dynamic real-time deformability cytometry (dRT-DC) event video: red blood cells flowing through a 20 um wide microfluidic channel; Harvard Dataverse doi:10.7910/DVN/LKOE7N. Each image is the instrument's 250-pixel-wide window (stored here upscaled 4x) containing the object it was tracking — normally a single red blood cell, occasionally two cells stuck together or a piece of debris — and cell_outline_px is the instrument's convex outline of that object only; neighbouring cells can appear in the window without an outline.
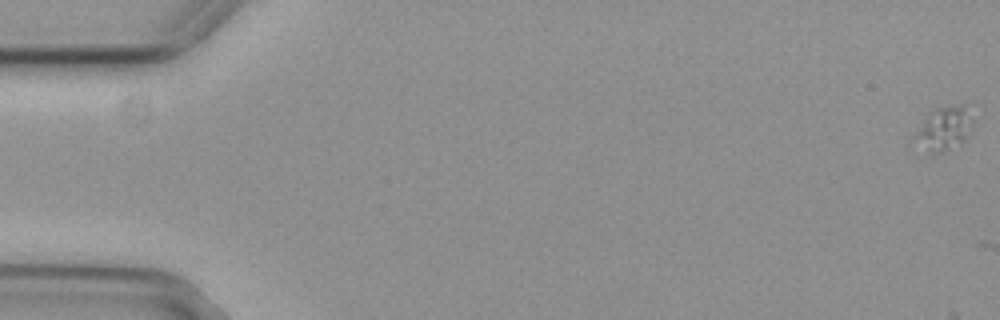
{"species": "common noctule bat (a hibernating species)", "species_latin": "Nyctalus noctula", "temperature_condition": "cold", "stored_images_in_passage": 52, "camera_frame_rate_fps": 3000, "um_per_image_px": 0.085, "animal": {"sex": "female", "body_mass_g": 29.2, "forearm_length_mm": 56.3}, "frame": {"image": 1, "passage_image": 1, "time_ms": 0.0, "image_size_px": [1000, 320], "cell_outline_px": [[972, 128], [964, 140], [944, 152], [928, 152], [912, 136], [928, 112], [936, 108], [960, 104], [964, 104], [972, 116]], "centroid_in_image_um": [80.24, 10.89], "position_along_channel_um": 4.8, "area_um2": 14.62}}
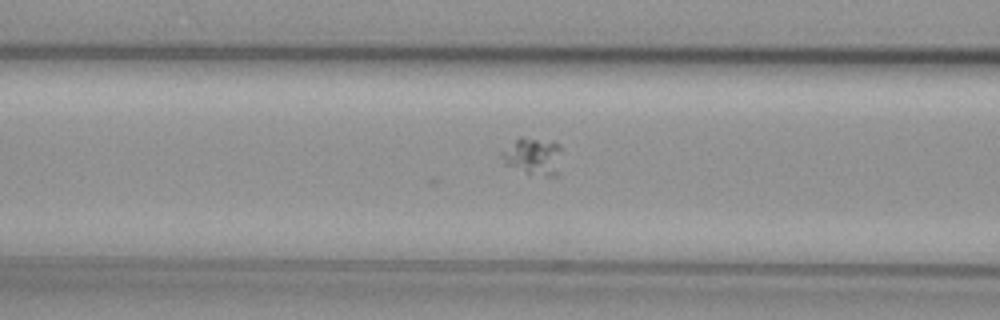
{"frame": {"image": 2, "passage_image": 25, "time_ms": 8.0, "image_size_px": [1000, 320], "cell_outline_px": [[560, 148], [556, 176], [548, 176], [528, 172], [500, 164], [500, 152], [520, 136], [552, 140], [560, 144]], "centroid_in_image_um": [45.24, 13.24], "position_along_channel_um": 121.4, "area_um2": 13.06}}
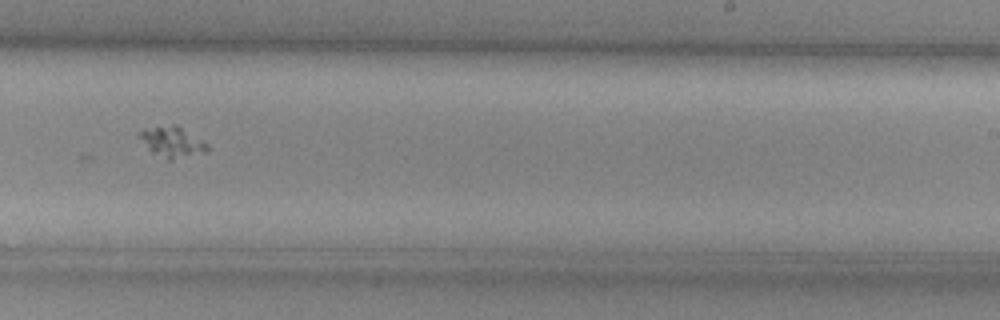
{"frame": {"image": 3, "passage_image": 38, "time_ms": 12.333, "image_size_px": [1000, 320], "cell_outline_px": [[208, 148], [204, 152], [172, 160], [168, 160], [152, 152], [148, 148], [140, 136], [140, 132], [144, 128], [172, 124], [176, 124], [208, 144]], "centroid_in_image_um": [14.64, 12.05], "position_along_channel_um": 274.4, "area_um2": 11.79}}